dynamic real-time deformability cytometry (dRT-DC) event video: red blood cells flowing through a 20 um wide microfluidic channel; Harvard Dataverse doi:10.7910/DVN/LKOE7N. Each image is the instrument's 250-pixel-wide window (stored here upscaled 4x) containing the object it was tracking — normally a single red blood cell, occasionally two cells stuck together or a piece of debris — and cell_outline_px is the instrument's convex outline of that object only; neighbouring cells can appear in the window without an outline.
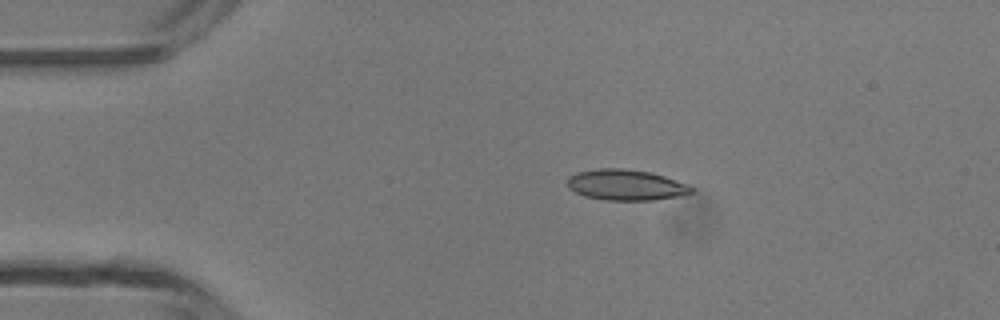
{"species": "common noctule bat (a hibernating species)", "species_latin": "Nyctalus noctula", "temperature_condition": "room temperature", "stored_images_in_passage": 4, "camera_frame_rate_fps": 3000, "um_per_image_px": 0.085, "animal": {"sex": "male", "body_mass_g": 13.3}, "frame": {"image": 1, "passage_image": 3, "time_ms": 2.333, "image_size_px": [1000, 320], "cell_outline_px": [[692, 192], [684, 196], [652, 200], [608, 200], [584, 196], [568, 188], [568, 176], [576, 172], [596, 168], [620, 168], [648, 172], [664, 176], [688, 184], [692, 188]], "centroid_in_image_um": [53.19, 15.72], "position_along_channel_um": 31.8, "area_um2": 22.25}}